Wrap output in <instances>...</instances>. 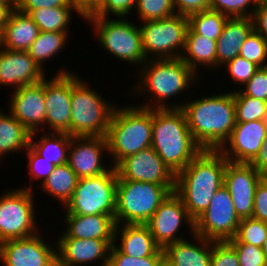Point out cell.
<instances>
[{
	"instance_id": "obj_1",
	"label": "cell",
	"mask_w": 267,
	"mask_h": 266,
	"mask_svg": "<svg viewBox=\"0 0 267 266\" xmlns=\"http://www.w3.org/2000/svg\"><path fill=\"white\" fill-rule=\"evenodd\" d=\"M227 162L219 150L203 149L176 174L174 192L194 221L204 213L215 192L224 185Z\"/></svg>"
},
{
	"instance_id": "obj_2",
	"label": "cell",
	"mask_w": 267,
	"mask_h": 266,
	"mask_svg": "<svg viewBox=\"0 0 267 266\" xmlns=\"http://www.w3.org/2000/svg\"><path fill=\"white\" fill-rule=\"evenodd\" d=\"M185 113L194 141L207 150H219L236 124L233 91L176 104Z\"/></svg>"
},
{
	"instance_id": "obj_3",
	"label": "cell",
	"mask_w": 267,
	"mask_h": 266,
	"mask_svg": "<svg viewBox=\"0 0 267 266\" xmlns=\"http://www.w3.org/2000/svg\"><path fill=\"white\" fill-rule=\"evenodd\" d=\"M151 147L175 175L203 150L194 141L181 108L153 109Z\"/></svg>"
},
{
	"instance_id": "obj_4",
	"label": "cell",
	"mask_w": 267,
	"mask_h": 266,
	"mask_svg": "<svg viewBox=\"0 0 267 266\" xmlns=\"http://www.w3.org/2000/svg\"><path fill=\"white\" fill-rule=\"evenodd\" d=\"M152 123L153 109L129 105L114 109L106 136L113 166L126 156L152 146Z\"/></svg>"
},
{
	"instance_id": "obj_5",
	"label": "cell",
	"mask_w": 267,
	"mask_h": 266,
	"mask_svg": "<svg viewBox=\"0 0 267 266\" xmlns=\"http://www.w3.org/2000/svg\"><path fill=\"white\" fill-rule=\"evenodd\" d=\"M141 66L140 81L135 90L146 94L152 93L157 103L149 102L140 107L148 109L173 108L164 104L165 99L176 96L178 93L189 89V84L194 83L196 73L180 58L147 59ZM188 87V88H187ZM158 104V105H157ZM155 106V107H154Z\"/></svg>"
},
{
	"instance_id": "obj_6",
	"label": "cell",
	"mask_w": 267,
	"mask_h": 266,
	"mask_svg": "<svg viewBox=\"0 0 267 266\" xmlns=\"http://www.w3.org/2000/svg\"><path fill=\"white\" fill-rule=\"evenodd\" d=\"M175 185L117 179L115 223L146 224ZM125 221V222H124Z\"/></svg>"
},
{
	"instance_id": "obj_7",
	"label": "cell",
	"mask_w": 267,
	"mask_h": 266,
	"mask_svg": "<svg viewBox=\"0 0 267 266\" xmlns=\"http://www.w3.org/2000/svg\"><path fill=\"white\" fill-rule=\"evenodd\" d=\"M78 77L72 75L71 136L106 137L115 106Z\"/></svg>"
},
{
	"instance_id": "obj_8",
	"label": "cell",
	"mask_w": 267,
	"mask_h": 266,
	"mask_svg": "<svg viewBox=\"0 0 267 266\" xmlns=\"http://www.w3.org/2000/svg\"><path fill=\"white\" fill-rule=\"evenodd\" d=\"M117 179L114 166L103 174L79 179L71 200L65 205L66 213L115 217Z\"/></svg>"
},
{
	"instance_id": "obj_9",
	"label": "cell",
	"mask_w": 267,
	"mask_h": 266,
	"mask_svg": "<svg viewBox=\"0 0 267 266\" xmlns=\"http://www.w3.org/2000/svg\"><path fill=\"white\" fill-rule=\"evenodd\" d=\"M123 19L88 17L103 48L123 62L143 64L146 57L142 47L141 32L137 25Z\"/></svg>"
},
{
	"instance_id": "obj_10",
	"label": "cell",
	"mask_w": 267,
	"mask_h": 266,
	"mask_svg": "<svg viewBox=\"0 0 267 266\" xmlns=\"http://www.w3.org/2000/svg\"><path fill=\"white\" fill-rule=\"evenodd\" d=\"M139 29L146 60L178 58L185 46L188 17L176 13L164 19L144 21Z\"/></svg>"
},
{
	"instance_id": "obj_11",
	"label": "cell",
	"mask_w": 267,
	"mask_h": 266,
	"mask_svg": "<svg viewBox=\"0 0 267 266\" xmlns=\"http://www.w3.org/2000/svg\"><path fill=\"white\" fill-rule=\"evenodd\" d=\"M32 186L15 189L0 197V243L36 234Z\"/></svg>"
},
{
	"instance_id": "obj_12",
	"label": "cell",
	"mask_w": 267,
	"mask_h": 266,
	"mask_svg": "<svg viewBox=\"0 0 267 266\" xmlns=\"http://www.w3.org/2000/svg\"><path fill=\"white\" fill-rule=\"evenodd\" d=\"M240 218L224 185L215 192L209 206L194 222V233L212 241H228L236 235Z\"/></svg>"
},
{
	"instance_id": "obj_13",
	"label": "cell",
	"mask_w": 267,
	"mask_h": 266,
	"mask_svg": "<svg viewBox=\"0 0 267 266\" xmlns=\"http://www.w3.org/2000/svg\"><path fill=\"white\" fill-rule=\"evenodd\" d=\"M72 74L60 70L49 81L44 78L45 124L56 133L71 135Z\"/></svg>"
},
{
	"instance_id": "obj_14",
	"label": "cell",
	"mask_w": 267,
	"mask_h": 266,
	"mask_svg": "<svg viewBox=\"0 0 267 266\" xmlns=\"http://www.w3.org/2000/svg\"><path fill=\"white\" fill-rule=\"evenodd\" d=\"M117 177L122 180L175 185L176 175L152 148L143 149L121 159L115 166Z\"/></svg>"
},
{
	"instance_id": "obj_15",
	"label": "cell",
	"mask_w": 267,
	"mask_h": 266,
	"mask_svg": "<svg viewBox=\"0 0 267 266\" xmlns=\"http://www.w3.org/2000/svg\"><path fill=\"white\" fill-rule=\"evenodd\" d=\"M183 222L189 223L191 234L194 233V220L188 214L181 198L172 192L154 212L148 222L145 224L154 242L162 249L167 245L184 240L176 236Z\"/></svg>"
},
{
	"instance_id": "obj_16",
	"label": "cell",
	"mask_w": 267,
	"mask_h": 266,
	"mask_svg": "<svg viewBox=\"0 0 267 266\" xmlns=\"http://www.w3.org/2000/svg\"><path fill=\"white\" fill-rule=\"evenodd\" d=\"M38 234L1 242L0 261L5 266H57V248Z\"/></svg>"
},
{
	"instance_id": "obj_17",
	"label": "cell",
	"mask_w": 267,
	"mask_h": 266,
	"mask_svg": "<svg viewBox=\"0 0 267 266\" xmlns=\"http://www.w3.org/2000/svg\"><path fill=\"white\" fill-rule=\"evenodd\" d=\"M262 178L250 163L227 162L224 187L229 191L240 219L252 217L255 189Z\"/></svg>"
},
{
	"instance_id": "obj_18",
	"label": "cell",
	"mask_w": 267,
	"mask_h": 266,
	"mask_svg": "<svg viewBox=\"0 0 267 266\" xmlns=\"http://www.w3.org/2000/svg\"><path fill=\"white\" fill-rule=\"evenodd\" d=\"M266 134L264 120L236 123L229 139L219 151L229 162L250 163L263 145Z\"/></svg>"
},
{
	"instance_id": "obj_19",
	"label": "cell",
	"mask_w": 267,
	"mask_h": 266,
	"mask_svg": "<svg viewBox=\"0 0 267 266\" xmlns=\"http://www.w3.org/2000/svg\"><path fill=\"white\" fill-rule=\"evenodd\" d=\"M69 149L68 164L79 179L103 174L112 167L101 161L102 152L109 151L106 137L72 136Z\"/></svg>"
},
{
	"instance_id": "obj_20",
	"label": "cell",
	"mask_w": 267,
	"mask_h": 266,
	"mask_svg": "<svg viewBox=\"0 0 267 266\" xmlns=\"http://www.w3.org/2000/svg\"><path fill=\"white\" fill-rule=\"evenodd\" d=\"M114 243V240L59 237L56 250L57 266H78L100 259L102 266H107Z\"/></svg>"
},
{
	"instance_id": "obj_21",
	"label": "cell",
	"mask_w": 267,
	"mask_h": 266,
	"mask_svg": "<svg viewBox=\"0 0 267 266\" xmlns=\"http://www.w3.org/2000/svg\"><path fill=\"white\" fill-rule=\"evenodd\" d=\"M45 78V71L27 51L9 50L0 47V86H15L19 89Z\"/></svg>"
},
{
	"instance_id": "obj_22",
	"label": "cell",
	"mask_w": 267,
	"mask_h": 266,
	"mask_svg": "<svg viewBox=\"0 0 267 266\" xmlns=\"http://www.w3.org/2000/svg\"><path fill=\"white\" fill-rule=\"evenodd\" d=\"M10 100V113L30 133L37 132L39 127L45 124L44 79L14 90Z\"/></svg>"
},
{
	"instance_id": "obj_23",
	"label": "cell",
	"mask_w": 267,
	"mask_h": 266,
	"mask_svg": "<svg viewBox=\"0 0 267 266\" xmlns=\"http://www.w3.org/2000/svg\"><path fill=\"white\" fill-rule=\"evenodd\" d=\"M65 221L68 227L63 231L61 237L114 240L116 223L113 215H76L66 213Z\"/></svg>"
},
{
	"instance_id": "obj_24",
	"label": "cell",
	"mask_w": 267,
	"mask_h": 266,
	"mask_svg": "<svg viewBox=\"0 0 267 266\" xmlns=\"http://www.w3.org/2000/svg\"><path fill=\"white\" fill-rule=\"evenodd\" d=\"M118 234H120V237ZM117 236L121 243L118 246H116V243L114 244L121 253L136 258L164 256V250L154 242L153 236L145 224H124L123 228L116 225L114 242L118 241Z\"/></svg>"
},
{
	"instance_id": "obj_25",
	"label": "cell",
	"mask_w": 267,
	"mask_h": 266,
	"mask_svg": "<svg viewBox=\"0 0 267 266\" xmlns=\"http://www.w3.org/2000/svg\"><path fill=\"white\" fill-rule=\"evenodd\" d=\"M254 29L251 17H228L217 39V66L226 64L240 53L242 44Z\"/></svg>"
},
{
	"instance_id": "obj_26",
	"label": "cell",
	"mask_w": 267,
	"mask_h": 266,
	"mask_svg": "<svg viewBox=\"0 0 267 266\" xmlns=\"http://www.w3.org/2000/svg\"><path fill=\"white\" fill-rule=\"evenodd\" d=\"M39 33L40 29L32 18L15 8L0 33V47L27 51Z\"/></svg>"
},
{
	"instance_id": "obj_27",
	"label": "cell",
	"mask_w": 267,
	"mask_h": 266,
	"mask_svg": "<svg viewBox=\"0 0 267 266\" xmlns=\"http://www.w3.org/2000/svg\"><path fill=\"white\" fill-rule=\"evenodd\" d=\"M193 236L197 241L191 243L184 239L167 245L163 249L164 258L173 266H210L212 240L196 234ZM196 242L200 244L196 245Z\"/></svg>"
},
{
	"instance_id": "obj_28",
	"label": "cell",
	"mask_w": 267,
	"mask_h": 266,
	"mask_svg": "<svg viewBox=\"0 0 267 266\" xmlns=\"http://www.w3.org/2000/svg\"><path fill=\"white\" fill-rule=\"evenodd\" d=\"M217 43L202 35L195 34L189 27L186 32L185 46L180 58L197 74L199 64L217 67Z\"/></svg>"
},
{
	"instance_id": "obj_29",
	"label": "cell",
	"mask_w": 267,
	"mask_h": 266,
	"mask_svg": "<svg viewBox=\"0 0 267 266\" xmlns=\"http://www.w3.org/2000/svg\"><path fill=\"white\" fill-rule=\"evenodd\" d=\"M36 133L30 135V146L45 160L60 166L68 163L71 135L67 133L49 132L38 141L33 140Z\"/></svg>"
},
{
	"instance_id": "obj_30",
	"label": "cell",
	"mask_w": 267,
	"mask_h": 266,
	"mask_svg": "<svg viewBox=\"0 0 267 266\" xmlns=\"http://www.w3.org/2000/svg\"><path fill=\"white\" fill-rule=\"evenodd\" d=\"M9 114L0 110V159L6 153L22 151L30 145L31 133Z\"/></svg>"
},
{
	"instance_id": "obj_31",
	"label": "cell",
	"mask_w": 267,
	"mask_h": 266,
	"mask_svg": "<svg viewBox=\"0 0 267 266\" xmlns=\"http://www.w3.org/2000/svg\"><path fill=\"white\" fill-rule=\"evenodd\" d=\"M78 180L76 173L66 163L54 167L48 178L41 183V189L66 205L73 196Z\"/></svg>"
},
{
	"instance_id": "obj_32",
	"label": "cell",
	"mask_w": 267,
	"mask_h": 266,
	"mask_svg": "<svg viewBox=\"0 0 267 266\" xmlns=\"http://www.w3.org/2000/svg\"><path fill=\"white\" fill-rule=\"evenodd\" d=\"M68 36V32L40 31L27 52L41 68H44L42 65L44 61L54 57L60 50L62 51V48L64 49Z\"/></svg>"
},
{
	"instance_id": "obj_33",
	"label": "cell",
	"mask_w": 267,
	"mask_h": 266,
	"mask_svg": "<svg viewBox=\"0 0 267 266\" xmlns=\"http://www.w3.org/2000/svg\"><path fill=\"white\" fill-rule=\"evenodd\" d=\"M72 9L78 13L73 7H54L32 10L28 15L40 31L69 32L68 23H70Z\"/></svg>"
},
{
	"instance_id": "obj_34",
	"label": "cell",
	"mask_w": 267,
	"mask_h": 266,
	"mask_svg": "<svg viewBox=\"0 0 267 266\" xmlns=\"http://www.w3.org/2000/svg\"><path fill=\"white\" fill-rule=\"evenodd\" d=\"M228 16L214 10H204L188 16V27L195 33L217 41Z\"/></svg>"
},
{
	"instance_id": "obj_35",
	"label": "cell",
	"mask_w": 267,
	"mask_h": 266,
	"mask_svg": "<svg viewBox=\"0 0 267 266\" xmlns=\"http://www.w3.org/2000/svg\"><path fill=\"white\" fill-rule=\"evenodd\" d=\"M236 123L264 120L267 102L244 95L240 90L233 91Z\"/></svg>"
},
{
	"instance_id": "obj_36",
	"label": "cell",
	"mask_w": 267,
	"mask_h": 266,
	"mask_svg": "<svg viewBox=\"0 0 267 266\" xmlns=\"http://www.w3.org/2000/svg\"><path fill=\"white\" fill-rule=\"evenodd\" d=\"M267 236V223L253 217L242 218L236 235L229 243H249L262 248Z\"/></svg>"
},
{
	"instance_id": "obj_37",
	"label": "cell",
	"mask_w": 267,
	"mask_h": 266,
	"mask_svg": "<svg viewBox=\"0 0 267 266\" xmlns=\"http://www.w3.org/2000/svg\"><path fill=\"white\" fill-rule=\"evenodd\" d=\"M135 7L141 22L160 20L177 13L172 0H137Z\"/></svg>"
},
{
	"instance_id": "obj_38",
	"label": "cell",
	"mask_w": 267,
	"mask_h": 266,
	"mask_svg": "<svg viewBox=\"0 0 267 266\" xmlns=\"http://www.w3.org/2000/svg\"><path fill=\"white\" fill-rule=\"evenodd\" d=\"M239 55L259 67H267V64H264L267 60V43L255 29L250 32L242 44Z\"/></svg>"
},
{
	"instance_id": "obj_39",
	"label": "cell",
	"mask_w": 267,
	"mask_h": 266,
	"mask_svg": "<svg viewBox=\"0 0 267 266\" xmlns=\"http://www.w3.org/2000/svg\"><path fill=\"white\" fill-rule=\"evenodd\" d=\"M259 0H210V9L228 17H253ZM254 6L249 10V7ZM251 13V14H250Z\"/></svg>"
},
{
	"instance_id": "obj_40",
	"label": "cell",
	"mask_w": 267,
	"mask_h": 266,
	"mask_svg": "<svg viewBox=\"0 0 267 266\" xmlns=\"http://www.w3.org/2000/svg\"><path fill=\"white\" fill-rule=\"evenodd\" d=\"M164 256L131 257L121 253L115 244L111 246L107 266H159Z\"/></svg>"
},
{
	"instance_id": "obj_41",
	"label": "cell",
	"mask_w": 267,
	"mask_h": 266,
	"mask_svg": "<svg viewBox=\"0 0 267 266\" xmlns=\"http://www.w3.org/2000/svg\"><path fill=\"white\" fill-rule=\"evenodd\" d=\"M235 249L240 266H267L262 248L249 243H230Z\"/></svg>"
},
{
	"instance_id": "obj_42",
	"label": "cell",
	"mask_w": 267,
	"mask_h": 266,
	"mask_svg": "<svg viewBox=\"0 0 267 266\" xmlns=\"http://www.w3.org/2000/svg\"><path fill=\"white\" fill-rule=\"evenodd\" d=\"M210 266H240L238 255L228 241H212Z\"/></svg>"
},
{
	"instance_id": "obj_43",
	"label": "cell",
	"mask_w": 267,
	"mask_h": 266,
	"mask_svg": "<svg viewBox=\"0 0 267 266\" xmlns=\"http://www.w3.org/2000/svg\"><path fill=\"white\" fill-rule=\"evenodd\" d=\"M228 71L230 72V77L235 83H240L245 85L249 79L255 74V72L260 68L255 63L248 61L237 55L233 60L226 63Z\"/></svg>"
},
{
	"instance_id": "obj_44",
	"label": "cell",
	"mask_w": 267,
	"mask_h": 266,
	"mask_svg": "<svg viewBox=\"0 0 267 266\" xmlns=\"http://www.w3.org/2000/svg\"><path fill=\"white\" fill-rule=\"evenodd\" d=\"M137 0H104L94 15L89 17H109L112 12L117 18H123L130 14Z\"/></svg>"
},
{
	"instance_id": "obj_45",
	"label": "cell",
	"mask_w": 267,
	"mask_h": 266,
	"mask_svg": "<svg viewBox=\"0 0 267 266\" xmlns=\"http://www.w3.org/2000/svg\"><path fill=\"white\" fill-rule=\"evenodd\" d=\"M245 89V90H244ZM240 91L267 102V67H260Z\"/></svg>"
},
{
	"instance_id": "obj_46",
	"label": "cell",
	"mask_w": 267,
	"mask_h": 266,
	"mask_svg": "<svg viewBox=\"0 0 267 266\" xmlns=\"http://www.w3.org/2000/svg\"><path fill=\"white\" fill-rule=\"evenodd\" d=\"M26 153L28 154L27 156L29 158L28 165H29V170H30L29 174L31 180L42 178L41 183H43L52 173L55 165L45 160L43 157H41L30 145L26 149Z\"/></svg>"
},
{
	"instance_id": "obj_47",
	"label": "cell",
	"mask_w": 267,
	"mask_h": 266,
	"mask_svg": "<svg viewBox=\"0 0 267 266\" xmlns=\"http://www.w3.org/2000/svg\"><path fill=\"white\" fill-rule=\"evenodd\" d=\"M252 217L267 223V177H263L256 186Z\"/></svg>"
},
{
	"instance_id": "obj_48",
	"label": "cell",
	"mask_w": 267,
	"mask_h": 266,
	"mask_svg": "<svg viewBox=\"0 0 267 266\" xmlns=\"http://www.w3.org/2000/svg\"><path fill=\"white\" fill-rule=\"evenodd\" d=\"M72 7L67 0H15V8L29 14L40 8Z\"/></svg>"
},
{
	"instance_id": "obj_49",
	"label": "cell",
	"mask_w": 267,
	"mask_h": 266,
	"mask_svg": "<svg viewBox=\"0 0 267 266\" xmlns=\"http://www.w3.org/2000/svg\"><path fill=\"white\" fill-rule=\"evenodd\" d=\"M177 14L190 16L210 9V0H172ZM177 8V9H176Z\"/></svg>"
},
{
	"instance_id": "obj_50",
	"label": "cell",
	"mask_w": 267,
	"mask_h": 266,
	"mask_svg": "<svg viewBox=\"0 0 267 266\" xmlns=\"http://www.w3.org/2000/svg\"><path fill=\"white\" fill-rule=\"evenodd\" d=\"M252 19L254 23V29L267 43V0H259Z\"/></svg>"
},
{
	"instance_id": "obj_51",
	"label": "cell",
	"mask_w": 267,
	"mask_h": 266,
	"mask_svg": "<svg viewBox=\"0 0 267 266\" xmlns=\"http://www.w3.org/2000/svg\"><path fill=\"white\" fill-rule=\"evenodd\" d=\"M252 167L263 177H267V134L256 157L250 162Z\"/></svg>"
},
{
	"instance_id": "obj_52",
	"label": "cell",
	"mask_w": 267,
	"mask_h": 266,
	"mask_svg": "<svg viewBox=\"0 0 267 266\" xmlns=\"http://www.w3.org/2000/svg\"><path fill=\"white\" fill-rule=\"evenodd\" d=\"M80 17L87 19L89 16L94 15V0H67Z\"/></svg>"
},
{
	"instance_id": "obj_53",
	"label": "cell",
	"mask_w": 267,
	"mask_h": 266,
	"mask_svg": "<svg viewBox=\"0 0 267 266\" xmlns=\"http://www.w3.org/2000/svg\"><path fill=\"white\" fill-rule=\"evenodd\" d=\"M15 9V4H1L0 3V33L5 24L8 22L11 12Z\"/></svg>"
},
{
	"instance_id": "obj_54",
	"label": "cell",
	"mask_w": 267,
	"mask_h": 266,
	"mask_svg": "<svg viewBox=\"0 0 267 266\" xmlns=\"http://www.w3.org/2000/svg\"><path fill=\"white\" fill-rule=\"evenodd\" d=\"M104 0H94V14L98 10L99 5L103 2Z\"/></svg>"
},
{
	"instance_id": "obj_55",
	"label": "cell",
	"mask_w": 267,
	"mask_h": 266,
	"mask_svg": "<svg viewBox=\"0 0 267 266\" xmlns=\"http://www.w3.org/2000/svg\"><path fill=\"white\" fill-rule=\"evenodd\" d=\"M262 250H263V253H264L266 260H267V236H266V240L264 241V244L262 246Z\"/></svg>"
},
{
	"instance_id": "obj_56",
	"label": "cell",
	"mask_w": 267,
	"mask_h": 266,
	"mask_svg": "<svg viewBox=\"0 0 267 266\" xmlns=\"http://www.w3.org/2000/svg\"><path fill=\"white\" fill-rule=\"evenodd\" d=\"M159 266H173V265L169 261H167L165 258H163Z\"/></svg>"
},
{
	"instance_id": "obj_57",
	"label": "cell",
	"mask_w": 267,
	"mask_h": 266,
	"mask_svg": "<svg viewBox=\"0 0 267 266\" xmlns=\"http://www.w3.org/2000/svg\"><path fill=\"white\" fill-rule=\"evenodd\" d=\"M1 4H15V0H0Z\"/></svg>"
},
{
	"instance_id": "obj_58",
	"label": "cell",
	"mask_w": 267,
	"mask_h": 266,
	"mask_svg": "<svg viewBox=\"0 0 267 266\" xmlns=\"http://www.w3.org/2000/svg\"><path fill=\"white\" fill-rule=\"evenodd\" d=\"M264 122H265V124L267 126V112H266V115H265V118H264Z\"/></svg>"
}]
</instances>
